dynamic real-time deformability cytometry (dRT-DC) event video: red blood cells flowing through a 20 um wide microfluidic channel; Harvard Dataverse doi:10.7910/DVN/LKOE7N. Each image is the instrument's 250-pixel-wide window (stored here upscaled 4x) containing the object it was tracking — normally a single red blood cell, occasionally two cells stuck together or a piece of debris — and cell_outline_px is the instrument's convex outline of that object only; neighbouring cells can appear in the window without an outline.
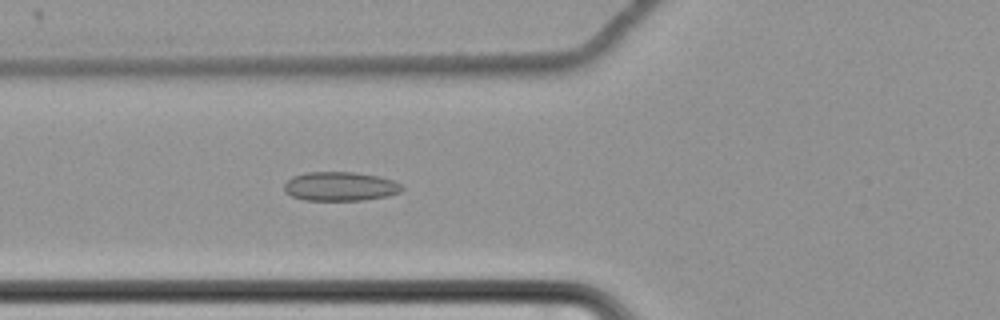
{"species": "common noctule bat (a hibernating species)", "species_latin": "Nyctalus noctula", "temperature_condition": "cold", "stored_images_in_passage": 65, "camera_frame_rate_fps": 3000, "um_per_image_px": 0.085, "animal": {"sex": "female", "body_mass_g": 22.7, "forearm_length_mm": 54.2}, "frame": {"image": 1, "passage_image": 28, "time_ms": 9.0, "image_size_px": [1000, 320], "cell_outline_px": [[404, 188], [400, 192], [388, 196], [364, 200], [304, 200], [292, 196], [284, 192], [284, 184], [292, 176], [308, 172], [352, 172], [380, 176], [392, 180], [400, 184]], "centroid_in_image_um": [28.91, 15.84], "position_along_channel_um": 96.9, "area_um2": 20.0}}
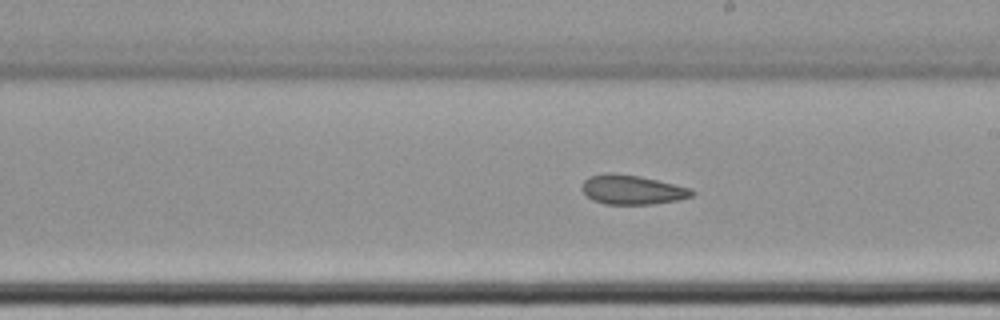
{"frame": {"image": 2, "passage_image": 40, "time_ms": 13.0, "image_size_px": [1000, 320], "cell_outline_px": [[696, 192], [692, 196], [680, 200], [652, 204], [604, 204], [592, 200], [580, 188], [584, 180], [588, 176], [608, 172], [640, 176], [692, 188]], "centroid_in_image_um": [53.74, 16.12], "position_along_channel_um": 235.3, "area_um2": 19.02}}
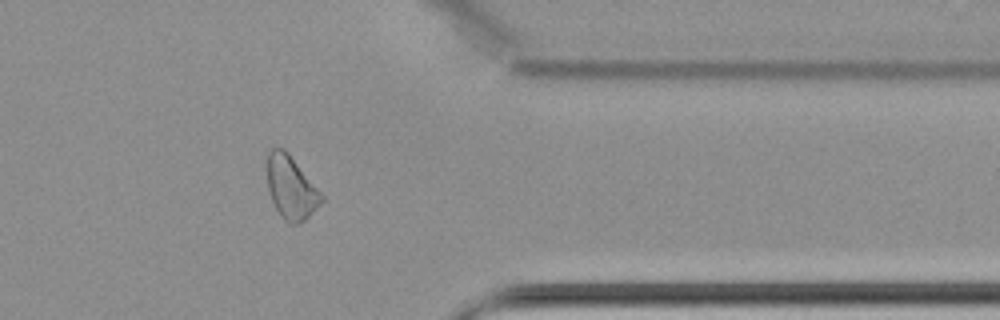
{"frame": {"image": 3, "passage_image": 54, "time_ms": 17.667, "image_size_px": [1000, 320], "cell_outline_px": [[324, 200], [304, 220], [296, 224], [288, 224], [280, 216], [268, 192], [268, 148], [276, 144], [284, 148], [288, 152], [324, 196]], "centroid_in_image_um": [24.72, 15.9], "position_along_channel_um": 386.7, "area_um2": 20.06}, "authors_computed_cell_mechanics": {"area_um2": 21.5594, "velocity_mm_per_s": 3.4635, "shape_relaxation_time_tau1_ms": null, "shape_relaxation_time_tau2_ms": 5.9046, "deformation_change_tau1": null, "deformation_change_tau2": 0.1125}}